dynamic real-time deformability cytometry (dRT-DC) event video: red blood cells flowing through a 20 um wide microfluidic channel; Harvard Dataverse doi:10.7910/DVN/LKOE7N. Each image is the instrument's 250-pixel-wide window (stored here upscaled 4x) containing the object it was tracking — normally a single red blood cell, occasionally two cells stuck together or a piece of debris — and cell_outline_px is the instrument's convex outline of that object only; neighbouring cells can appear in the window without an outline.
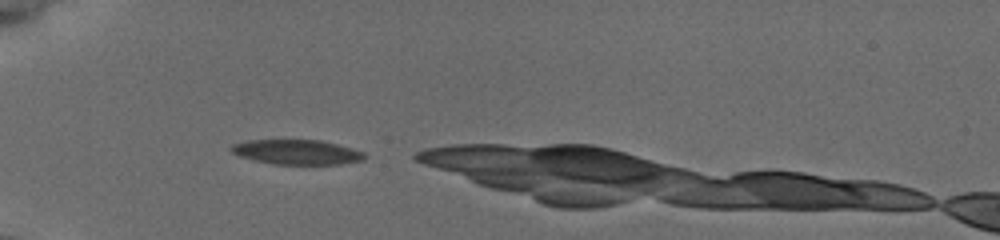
{"species": "common noctule bat (a hibernating species)", "species_latin": "Nyctalus noctula", "temperature_condition": "cold", "stored_images_in_passage": 32, "camera_frame_rate_fps": 3000, "um_per_image_px": 0.085, "animal": {"sex": "female", "body_mass_g": 19.5, "forearm_length_mm": 54.1}, "frame": {"image": 1, "passage_image": 2, "time_ms": 0.333, "image_size_px": [1000, 240], "cell_outline_px": [[364, 160], [340, 164], [272, 164], [240, 156], [232, 152], [228, 148], [232, 144], [248, 140], [320, 140], [352, 148], [364, 152]], "centroid_in_image_um": [25.21, 12.92], "position_along_channel_um": 59.8, "area_um2": 19.13}}
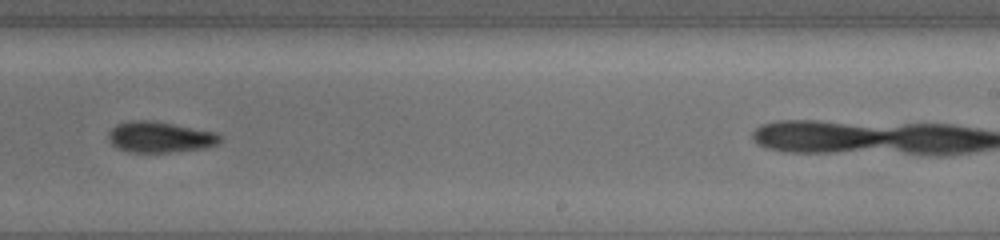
{"frame": {"image": 2, "passage_image": 20, "time_ms": 6.333, "image_size_px": [1000, 240], "cell_outline_px": [[220, 140], [216, 144], [208, 148], [172, 152], [128, 152], [112, 144], [108, 140], [108, 132], [116, 124], [132, 120], [152, 120], [216, 132], [220, 136]], "centroid_in_image_um": [13.58, 11.65], "position_along_channel_um": 275.4, "area_um2": 20.11}}
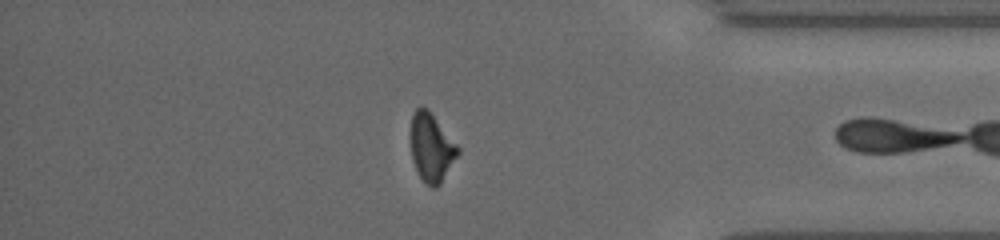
{"frame": {"image": 3, "passage_image": 31, "time_ms": 10.0, "image_size_px": [1000, 240], "cell_outline_px": [[460, 152], [440, 184], [436, 188], [432, 188], [420, 176], [412, 160], [412, 116], [416, 108], [428, 108], [460, 148]], "centroid_in_image_um": [36.7, 12.54], "position_along_channel_um": 398.5, "area_um2": 18.38}}